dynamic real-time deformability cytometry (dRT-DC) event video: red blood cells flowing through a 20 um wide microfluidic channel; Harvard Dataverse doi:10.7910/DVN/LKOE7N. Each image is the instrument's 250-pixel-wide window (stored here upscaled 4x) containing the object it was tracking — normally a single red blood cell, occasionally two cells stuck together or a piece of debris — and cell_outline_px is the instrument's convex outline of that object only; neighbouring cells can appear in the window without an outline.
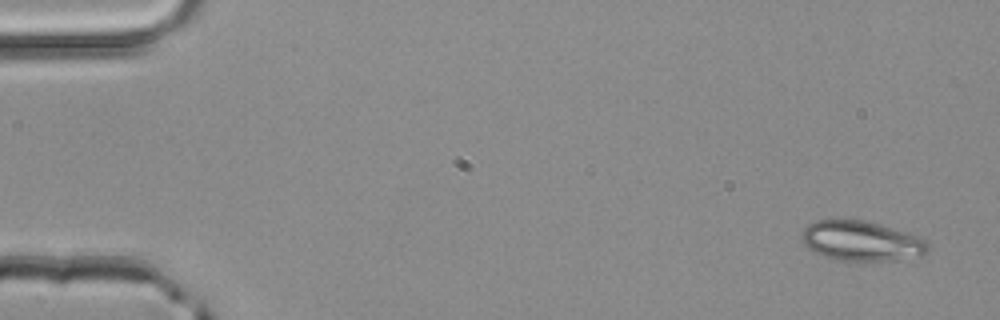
{"species": "common noctule bat (a hibernating species)", "species_latin": "Nyctalus noctula", "temperature_condition": "room temperature", "stored_images_in_passage": 4, "camera_frame_rate_fps": 3000, "um_per_image_px": 0.085, "animal": {"sex": "male", "body_mass_g": 20.4}, "frame": {"image": 1, "passage_image": 1, "time_ms": 0.0, "image_size_px": [1000, 320], "cell_outline_px": [[928, 252], [920, 256], [892, 260], [840, 260], [824, 256], [808, 248], [800, 240], [800, 236], [804, 228], [808, 224], [816, 220], [864, 220], [880, 224], [908, 232], [920, 236], [928, 240]], "centroid_in_image_um": [73.23, 20.47], "position_along_channel_um": 11.8, "area_um2": 29.42}}